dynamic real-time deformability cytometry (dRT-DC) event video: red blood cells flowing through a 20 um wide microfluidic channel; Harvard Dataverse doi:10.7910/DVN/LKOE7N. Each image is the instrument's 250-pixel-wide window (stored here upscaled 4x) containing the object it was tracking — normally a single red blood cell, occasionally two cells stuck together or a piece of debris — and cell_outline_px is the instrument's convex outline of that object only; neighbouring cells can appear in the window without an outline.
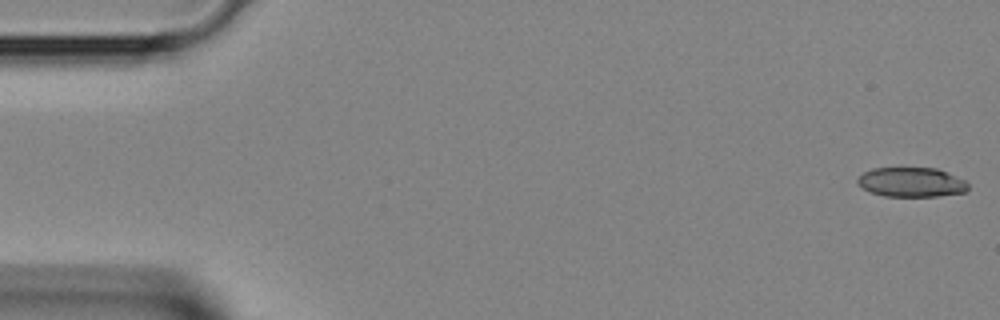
{"species": "Egyptian fruit bat (a non-hibernating species)", "species_latin": "Rousettus aegyptiacus", "temperature_condition": "room temperature", "stored_images_in_passage": 3, "camera_frame_rate_fps": 3000, "um_per_image_px": 0.085, "animal": {"sex": "female"}, "frame": {"image": 1, "passage_image": 1, "time_ms": 0.0, "image_size_px": [1000, 320], "cell_outline_px": [[968, 188], [964, 192], [936, 196], [884, 196], [872, 192], [856, 184], [856, 180], [864, 172], [872, 168], [936, 168], [964, 180], [968, 184]], "centroid_in_image_um": [77.43, 15.48], "position_along_channel_um": 7.6, "area_um2": 18.79}}
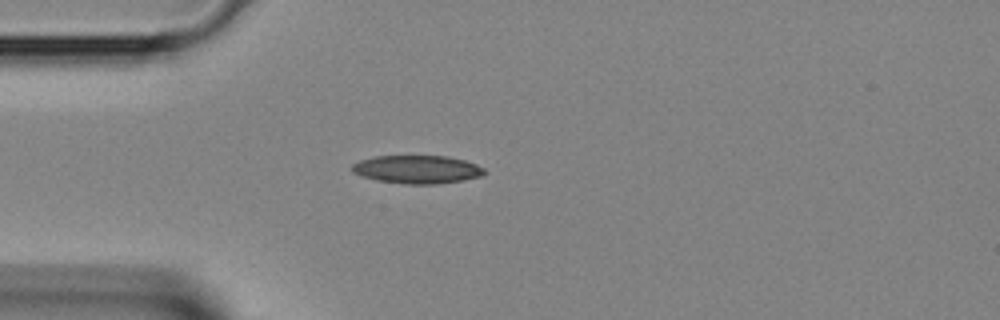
{"frame": {"image": 2, "passage_image": 3, "time_ms": 0.667, "image_size_px": [1000, 320], "cell_outline_px": [[488, 172], [484, 176], [464, 180], [436, 184], [408, 184], [376, 180], [352, 172], [352, 164], [360, 160], [376, 156], [448, 156], [464, 160], [476, 164], [484, 168]], "centroid_in_image_um": [35.52, 14.4], "position_along_channel_um": 49.5, "area_um2": 21.79}}